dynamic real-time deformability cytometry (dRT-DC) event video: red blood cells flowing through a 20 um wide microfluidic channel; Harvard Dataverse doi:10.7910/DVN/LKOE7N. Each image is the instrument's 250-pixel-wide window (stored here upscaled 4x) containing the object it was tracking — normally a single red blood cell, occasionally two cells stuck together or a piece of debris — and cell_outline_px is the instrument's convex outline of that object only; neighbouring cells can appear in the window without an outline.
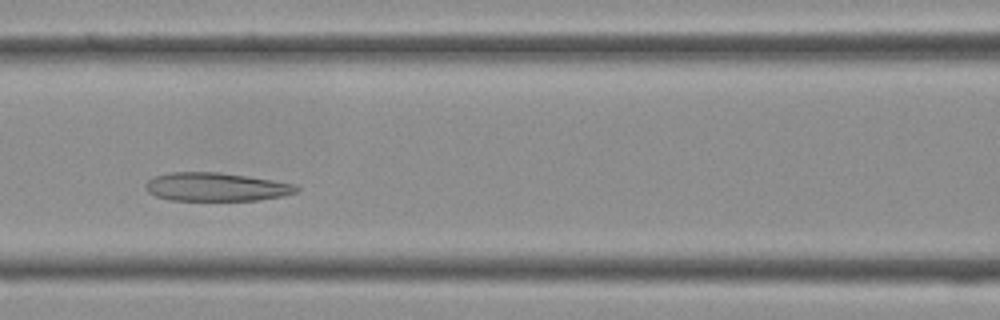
{"species": "Egyptian fruit bat (a non-hibernating species)", "species_latin": "Rousettus aegyptiacus", "temperature_condition": "cold", "stored_images_in_passage": 37, "segment_of_instrument_passage": [1, 2], "camera_frame_rate_fps": 3000, "um_per_image_px": 0.085, "frame": {"image": 1, "passage_image": 13, "time_ms": 4.0, "image_size_px": [1000, 320], "cell_outline_px": [[300, 188], [296, 192], [284, 196], [260, 200], [172, 200], [156, 196], [148, 192], [144, 188], [144, 184], [148, 180], [156, 176], [172, 172], [220, 172], [248, 176], [296, 184]], "centroid_in_image_um": [18.39, 15.88], "position_along_channel_um": 148.2, "area_um2": 25.09}}
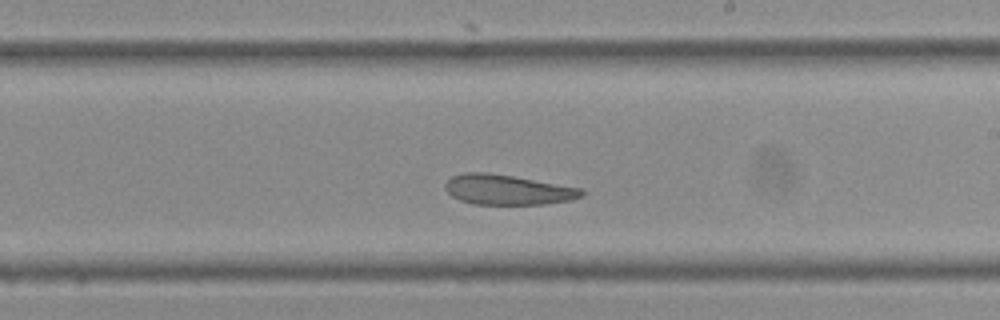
{"frame": {"image": 2, "passage_image": 19, "time_ms": 6.0, "image_size_px": [1000, 320], "cell_outline_px": [[584, 196], [572, 200], [544, 204], [472, 204], [460, 200], [452, 196], [444, 188], [444, 184], [452, 176], [464, 172], [488, 172], [584, 188]], "centroid_in_image_um": [43.17, 16.12], "position_along_channel_um": 245.8, "area_um2": 24.04}}
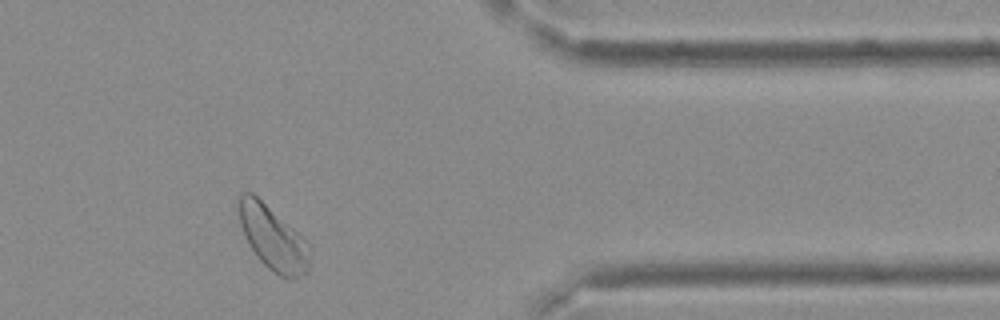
{"frame": {"image": 3, "passage_image": 29, "time_ms": 9.333, "image_size_px": [1000, 320], "cell_outline_px": [[312, 248], [308, 276], [296, 280], [288, 280], [272, 272], [256, 256], [248, 244], [244, 236], [240, 224], [240, 192], [252, 192], [312, 244]], "centroid_in_image_um": [23.29, 20.33], "position_along_channel_um": 388.1, "area_um2": 27.17}}